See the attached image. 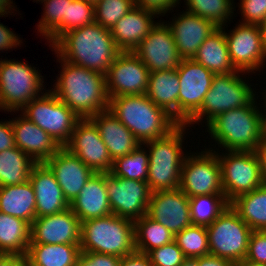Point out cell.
I'll list each match as a JSON object with an SVG mask.
<instances>
[{
	"mask_svg": "<svg viewBox=\"0 0 266 266\" xmlns=\"http://www.w3.org/2000/svg\"><path fill=\"white\" fill-rule=\"evenodd\" d=\"M254 98L244 107L220 113L206 126L211 137L226 151H257L266 128L262 110Z\"/></svg>",
	"mask_w": 266,
	"mask_h": 266,
	"instance_id": "3",
	"label": "cell"
},
{
	"mask_svg": "<svg viewBox=\"0 0 266 266\" xmlns=\"http://www.w3.org/2000/svg\"><path fill=\"white\" fill-rule=\"evenodd\" d=\"M114 161L134 151L141 143L108 109L90 117Z\"/></svg>",
	"mask_w": 266,
	"mask_h": 266,
	"instance_id": "26",
	"label": "cell"
},
{
	"mask_svg": "<svg viewBox=\"0 0 266 266\" xmlns=\"http://www.w3.org/2000/svg\"><path fill=\"white\" fill-rule=\"evenodd\" d=\"M35 191L36 218L62 212L70 207L53 172L43 163H36L29 175Z\"/></svg>",
	"mask_w": 266,
	"mask_h": 266,
	"instance_id": "23",
	"label": "cell"
},
{
	"mask_svg": "<svg viewBox=\"0 0 266 266\" xmlns=\"http://www.w3.org/2000/svg\"><path fill=\"white\" fill-rule=\"evenodd\" d=\"M222 155L217 153L221 166L222 187L229 203L262 185L261 164L257 151H227Z\"/></svg>",
	"mask_w": 266,
	"mask_h": 266,
	"instance_id": "11",
	"label": "cell"
},
{
	"mask_svg": "<svg viewBox=\"0 0 266 266\" xmlns=\"http://www.w3.org/2000/svg\"><path fill=\"white\" fill-rule=\"evenodd\" d=\"M0 212L32 224L36 219V200L29 180L19 185L0 187Z\"/></svg>",
	"mask_w": 266,
	"mask_h": 266,
	"instance_id": "30",
	"label": "cell"
},
{
	"mask_svg": "<svg viewBox=\"0 0 266 266\" xmlns=\"http://www.w3.org/2000/svg\"><path fill=\"white\" fill-rule=\"evenodd\" d=\"M134 6V0H99L95 4V22L111 29Z\"/></svg>",
	"mask_w": 266,
	"mask_h": 266,
	"instance_id": "41",
	"label": "cell"
},
{
	"mask_svg": "<svg viewBox=\"0 0 266 266\" xmlns=\"http://www.w3.org/2000/svg\"><path fill=\"white\" fill-rule=\"evenodd\" d=\"M15 144L36 163L50 159L61 146L38 125L21 116L11 120Z\"/></svg>",
	"mask_w": 266,
	"mask_h": 266,
	"instance_id": "24",
	"label": "cell"
},
{
	"mask_svg": "<svg viewBox=\"0 0 266 266\" xmlns=\"http://www.w3.org/2000/svg\"><path fill=\"white\" fill-rule=\"evenodd\" d=\"M0 266H29L26 255L0 253Z\"/></svg>",
	"mask_w": 266,
	"mask_h": 266,
	"instance_id": "51",
	"label": "cell"
},
{
	"mask_svg": "<svg viewBox=\"0 0 266 266\" xmlns=\"http://www.w3.org/2000/svg\"><path fill=\"white\" fill-rule=\"evenodd\" d=\"M42 78V79H41ZM43 76L36 68L15 60H0V110L16 112L40 97Z\"/></svg>",
	"mask_w": 266,
	"mask_h": 266,
	"instance_id": "8",
	"label": "cell"
},
{
	"mask_svg": "<svg viewBox=\"0 0 266 266\" xmlns=\"http://www.w3.org/2000/svg\"><path fill=\"white\" fill-rule=\"evenodd\" d=\"M81 221L69 208L36 218L30 229V243L80 244Z\"/></svg>",
	"mask_w": 266,
	"mask_h": 266,
	"instance_id": "20",
	"label": "cell"
},
{
	"mask_svg": "<svg viewBox=\"0 0 266 266\" xmlns=\"http://www.w3.org/2000/svg\"><path fill=\"white\" fill-rule=\"evenodd\" d=\"M149 76L150 71L133 52H121L105 75L108 98L146 94Z\"/></svg>",
	"mask_w": 266,
	"mask_h": 266,
	"instance_id": "16",
	"label": "cell"
},
{
	"mask_svg": "<svg viewBox=\"0 0 266 266\" xmlns=\"http://www.w3.org/2000/svg\"><path fill=\"white\" fill-rule=\"evenodd\" d=\"M95 4L84 0H72L68 4L67 18L45 39L52 46L64 33L95 22Z\"/></svg>",
	"mask_w": 266,
	"mask_h": 266,
	"instance_id": "36",
	"label": "cell"
},
{
	"mask_svg": "<svg viewBox=\"0 0 266 266\" xmlns=\"http://www.w3.org/2000/svg\"><path fill=\"white\" fill-rule=\"evenodd\" d=\"M198 266H236V263L217 257L215 255H205L201 257H196Z\"/></svg>",
	"mask_w": 266,
	"mask_h": 266,
	"instance_id": "52",
	"label": "cell"
},
{
	"mask_svg": "<svg viewBox=\"0 0 266 266\" xmlns=\"http://www.w3.org/2000/svg\"><path fill=\"white\" fill-rule=\"evenodd\" d=\"M245 259L266 264V231H252Z\"/></svg>",
	"mask_w": 266,
	"mask_h": 266,
	"instance_id": "45",
	"label": "cell"
},
{
	"mask_svg": "<svg viewBox=\"0 0 266 266\" xmlns=\"http://www.w3.org/2000/svg\"><path fill=\"white\" fill-rule=\"evenodd\" d=\"M236 266H266V264L256 263L252 262L248 259H242L238 263H236Z\"/></svg>",
	"mask_w": 266,
	"mask_h": 266,
	"instance_id": "55",
	"label": "cell"
},
{
	"mask_svg": "<svg viewBox=\"0 0 266 266\" xmlns=\"http://www.w3.org/2000/svg\"><path fill=\"white\" fill-rule=\"evenodd\" d=\"M258 27H259L260 38L262 42L263 54L266 60V21L259 24Z\"/></svg>",
	"mask_w": 266,
	"mask_h": 266,
	"instance_id": "54",
	"label": "cell"
},
{
	"mask_svg": "<svg viewBox=\"0 0 266 266\" xmlns=\"http://www.w3.org/2000/svg\"><path fill=\"white\" fill-rule=\"evenodd\" d=\"M119 266H153L147 254L133 252L121 258Z\"/></svg>",
	"mask_w": 266,
	"mask_h": 266,
	"instance_id": "50",
	"label": "cell"
},
{
	"mask_svg": "<svg viewBox=\"0 0 266 266\" xmlns=\"http://www.w3.org/2000/svg\"><path fill=\"white\" fill-rule=\"evenodd\" d=\"M180 0H134L135 6L143 8L146 11L157 15H163L168 10H173L179 4ZM163 13V14H162Z\"/></svg>",
	"mask_w": 266,
	"mask_h": 266,
	"instance_id": "47",
	"label": "cell"
},
{
	"mask_svg": "<svg viewBox=\"0 0 266 266\" xmlns=\"http://www.w3.org/2000/svg\"><path fill=\"white\" fill-rule=\"evenodd\" d=\"M35 164L36 162L18 147L0 152V187L27 182Z\"/></svg>",
	"mask_w": 266,
	"mask_h": 266,
	"instance_id": "34",
	"label": "cell"
},
{
	"mask_svg": "<svg viewBox=\"0 0 266 266\" xmlns=\"http://www.w3.org/2000/svg\"><path fill=\"white\" fill-rule=\"evenodd\" d=\"M174 19L168 25L182 59H192L200 45L218 29L213 22L188 11Z\"/></svg>",
	"mask_w": 266,
	"mask_h": 266,
	"instance_id": "22",
	"label": "cell"
},
{
	"mask_svg": "<svg viewBox=\"0 0 266 266\" xmlns=\"http://www.w3.org/2000/svg\"><path fill=\"white\" fill-rule=\"evenodd\" d=\"M61 74L51 91L80 118H90L109 107L105 76L63 59Z\"/></svg>",
	"mask_w": 266,
	"mask_h": 266,
	"instance_id": "2",
	"label": "cell"
},
{
	"mask_svg": "<svg viewBox=\"0 0 266 266\" xmlns=\"http://www.w3.org/2000/svg\"><path fill=\"white\" fill-rule=\"evenodd\" d=\"M105 186L112 214L132 221L147 214L152 193L147 182L119 178L109 172L105 173Z\"/></svg>",
	"mask_w": 266,
	"mask_h": 266,
	"instance_id": "13",
	"label": "cell"
},
{
	"mask_svg": "<svg viewBox=\"0 0 266 266\" xmlns=\"http://www.w3.org/2000/svg\"><path fill=\"white\" fill-rule=\"evenodd\" d=\"M186 124H179L168 135L144 142L149 149L147 183L152 192L179 188L181 168L185 156L182 152Z\"/></svg>",
	"mask_w": 266,
	"mask_h": 266,
	"instance_id": "6",
	"label": "cell"
},
{
	"mask_svg": "<svg viewBox=\"0 0 266 266\" xmlns=\"http://www.w3.org/2000/svg\"><path fill=\"white\" fill-rule=\"evenodd\" d=\"M41 93L22 109L28 120L46 131L61 147H64L80 119L65 103L61 102L51 91Z\"/></svg>",
	"mask_w": 266,
	"mask_h": 266,
	"instance_id": "9",
	"label": "cell"
},
{
	"mask_svg": "<svg viewBox=\"0 0 266 266\" xmlns=\"http://www.w3.org/2000/svg\"><path fill=\"white\" fill-rule=\"evenodd\" d=\"M180 82L176 69L150 73L146 96L178 122Z\"/></svg>",
	"mask_w": 266,
	"mask_h": 266,
	"instance_id": "28",
	"label": "cell"
},
{
	"mask_svg": "<svg viewBox=\"0 0 266 266\" xmlns=\"http://www.w3.org/2000/svg\"><path fill=\"white\" fill-rule=\"evenodd\" d=\"M177 73L180 82L178 123L185 124L201 108L215 74L193 59H182Z\"/></svg>",
	"mask_w": 266,
	"mask_h": 266,
	"instance_id": "14",
	"label": "cell"
},
{
	"mask_svg": "<svg viewBox=\"0 0 266 266\" xmlns=\"http://www.w3.org/2000/svg\"><path fill=\"white\" fill-rule=\"evenodd\" d=\"M225 36L230 60L236 70L250 73L264 67L266 60L258 25L240 23L229 34L225 32Z\"/></svg>",
	"mask_w": 266,
	"mask_h": 266,
	"instance_id": "18",
	"label": "cell"
},
{
	"mask_svg": "<svg viewBox=\"0 0 266 266\" xmlns=\"http://www.w3.org/2000/svg\"><path fill=\"white\" fill-rule=\"evenodd\" d=\"M243 24L259 25L266 21V0H241Z\"/></svg>",
	"mask_w": 266,
	"mask_h": 266,
	"instance_id": "44",
	"label": "cell"
},
{
	"mask_svg": "<svg viewBox=\"0 0 266 266\" xmlns=\"http://www.w3.org/2000/svg\"><path fill=\"white\" fill-rule=\"evenodd\" d=\"M72 0H44V13L38 31L46 38L67 18L68 4Z\"/></svg>",
	"mask_w": 266,
	"mask_h": 266,
	"instance_id": "42",
	"label": "cell"
},
{
	"mask_svg": "<svg viewBox=\"0 0 266 266\" xmlns=\"http://www.w3.org/2000/svg\"><path fill=\"white\" fill-rule=\"evenodd\" d=\"M193 225L208 226L225 211L230 203L225 195H200L189 198Z\"/></svg>",
	"mask_w": 266,
	"mask_h": 266,
	"instance_id": "38",
	"label": "cell"
},
{
	"mask_svg": "<svg viewBox=\"0 0 266 266\" xmlns=\"http://www.w3.org/2000/svg\"><path fill=\"white\" fill-rule=\"evenodd\" d=\"M188 12L213 22L218 28L226 26L233 14V0H186Z\"/></svg>",
	"mask_w": 266,
	"mask_h": 266,
	"instance_id": "40",
	"label": "cell"
},
{
	"mask_svg": "<svg viewBox=\"0 0 266 266\" xmlns=\"http://www.w3.org/2000/svg\"><path fill=\"white\" fill-rule=\"evenodd\" d=\"M195 154H185L180 175V190L189 198L200 195H224L217 152L208 149Z\"/></svg>",
	"mask_w": 266,
	"mask_h": 266,
	"instance_id": "12",
	"label": "cell"
},
{
	"mask_svg": "<svg viewBox=\"0 0 266 266\" xmlns=\"http://www.w3.org/2000/svg\"><path fill=\"white\" fill-rule=\"evenodd\" d=\"M108 110L143 144L163 138L179 123L155 105L146 94L120 95L109 98Z\"/></svg>",
	"mask_w": 266,
	"mask_h": 266,
	"instance_id": "4",
	"label": "cell"
},
{
	"mask_svg": "<svg viewBox=\"0 0 266 266\" xmlns=\"http://www.w3.org/2000/svg\"><path fill=\"white\" fill-rule=\"evenodd\" d=\"M147 215L174 235L192 225L189 197L180 188L152 192Z\"/></svg>",
	"mask_w": 266,
	"mask_h": 266,
	"instance_id": "19",
	"label": "cell"
},
{
	"mask_svg": "<svg viewBox=\"0 0 266 266\" xmlns=\"http://www.w3.org/2000/svg\"><path fill=\"white\" fill-rule=\"evenodd\" d=\"M15 147L16 144L11 120L0 121V152Z\"/></svg>",
	"mask_w": 266,
	"mask_h": 266,
	"instance_id": "48",
	"label": "cell"
},
{
	"mask_svg": "<svg viewBox=\"0 0 266 266\" xmlns=\"http://www.w3.org/2000/svg\"><path fill=\"white\" fill-rule=\"evenodd\" d=\"M133 53L150 73L176 69L182 60L167 22H157Z\"/></svg>",
	"mask_w": 266,
	"mask_h": 266,
	"instance_id": "17",
	"label": "cell"
},
{
	"mask_svg": "<svg viewBox=\"0 0 266 266\" xmlns=\"http://www.w3.org/2000/svg\"><path fill=\"white\" fill-rule=\"evenodd\" d=\"M153 266H180L186 259L175 241L147 253Z\"/></svg>",
	"mask_w": 266,
	"mask_h": 266,
	"instance_id": "43",
	"label": "cell"
},
{
	"mask_svg": "<svg viewBox=\"0 0 266 266\" xmlns=\"http://www.w3.org/2000/svg\"><path fill=\"white\" fill-rule=\"evenodd\" d=\"M257 154L261 164V182L263 186H266V134L259 144Z\"/></svg>",
	"mask_w": 266,
	"mask_h": 266,
	"instance_id": "53",
	"label": "cell"
},
{
	"mask_svg": "<svg viewBox=\"0 0 266 266\" xmlns=\"http://www.w3.org/2000/svg\"><path fill=\"white\" fill-rule=\"evenodd\" d=\"M58 59L103 74L121 53L110 29L94 22L64 33L52 46Z\"/></svg>",
	"mask_w": 266,
	"mask_h": 266,
	"instance_id": "1",
	"label": "cell"
},
{
	"mask_svg": "<svg viewBox=\"0 0 266 266\" xmlns=\"http://www.w3.org/2000/svg\"><path fill=\"white\" fill-rule=\"evenodd\" d=\"M180 266H198L195 258H186Z\"/></svg>",
	"mask_w": 266,
	"mask_h": 266,
	"instance_id": "56",
	"label": "cell"
},
{
	"mask_svg": "<svg viewBox=\"0 0 266 266\" xmlns=\"http://www.w3.org/2000/svg\"><path fill=\"white\" fill-rule=\"evenodd\" d=\"M224 28H218L197 49L192 58L214 74L238 72L231 63Z\"/></svg>",
	"mask_w": 266,
	"mask_h": 266,
	"instance_id": "29",
	"label": "cell"
},
{
	"mask_svg": "<svg viewBox=\"0 0 266 266\" xmlns=\"http://www.w3.org/2000/svg\"><path fill=\"white\" fill-rule=\"evenodd\" d=\"M96 4L99 0H84Z\"/></svg>",
	"mask_w": 266,
	"mask_h": 266,
	"instance_id": "58",
	"label": "cell"
},
{
	"mask_svg": "<svg viewBox=\"0 0 266 266\" xmlns=\"http://www.w3.org/2000/svg\"><path fill=\"white\" fill-rule=\"evenodd\" d=\"M230 206L252 231H266V186L236 197Z\"/></svg>",
	"mask_w": 266,
	"mask_h": 266,
	"instance_id": "32",
	"label": "cell"
},
{
	"mask_svg": "<svg viewBox=\"0 0 266 266\" xmlns=\"http://www.w3.org/2000/svg\"><path fill=\"white\" fill-rule=\"evenodd\" d=\"M206 228L211 255L234 263L246 257L252 229L230 205Z\"/></svg>",
	"mask_w": 266,
	"mask_h": 266,
	"instance_id": "10",
	"label": "cell"
},
{
	"mask_svg": "<svg viewBox=\"0 0 266 266\" xmlns=\"http://www.w3.org/2000/svg\"><path fill=\"white\" fill-rule=\"evenodd\" d=\"M265 93H266V92H265ZM264 98H265V100H264V102H265V106H264V107H266V94H265ZM265 110H266V109H264V112H265ZM263 116H264V124H265V128H266V112H265V114H263Z\"/></svg>",
	"mask_w": 266,
	"mask_h": 266,
	"instance_id": "57",
	"label": "cell"
},
{
	"mask_svg": "<svg viewBox=\"0 0 266 266\" xmlns=\"http://www.w3.org/2000/svg\"><path fill=\"white\" fill-rule=\"evenodd\" d=\"M18 35L13 33L10 29L0 23V51L12 49V47L19 46L22 42Z\"/></svg>",
	"mask_w": 266,
	"mask_h": 266,
	"instance_id": "49",
	"label": "cell"
},
{
	"mask_svg": "<svg viewBox=\"0 0 266 266\" xmlns=\"http://www.w3.org/2000/svg\"><path fill=\"white\" fill-rule=\"evenodd\" d=\"M81 252L123 258L135 249L134 221L111 214L81 222Z\"/></svg>",
	"mask_w": 266,
	"mask_h": 266,
	"instance_id": "5",
	"label": "cell"
},
{
	"mask_svg": "<svg viewBox=\"0 0 266 266\" xmlns=\"http://www.w3.org/2000/svg\"><path fill=\"white\" fill-rule=\"evenodd\" d=\"M53 172L67 201L71 203L80 193L94 172L76 155L61 147L44 162Z\"/></svg>",
	"mask_w": 266,
	"mask_h": 266,
	"instance_id": "21",
	"label": "cell"
},
{
	"mask_svg": "<svg viewBox=\"0 0 266 266\" xmlns=\"http://www.w3.org/2000/svg\"><path fill=\"white\" fill-rule=\"evenodd\" d=\"M31 225L0 212V253L27 255Z\"/></svg>",
	"mask_w": 266,
	"mask_h": 266,
	"instance_id": "33",
	"label": "cell"
},
{
	"mask_svg": "<svg viewBox=\"0 0 266 266\" xmlns=\"http://www.w3.org/2000/svg\"><path fill=\"white\" fill-rule=\"evenodd\" d=\"M156 14L134 6L110 29L116 46L121 52H134L156 24ZM153 19V20H152ZM155 22V23H154Z\"/></svg>",
	"mask_w": 266,
	"mask_h": 266,
	"instance_id": "25",
	"label": "cell"
},
{
	"mask_svg": "<svg viewBox=\"0 0 266 266\" xmlns=\"http://www.w3.org/2000/svg\"><path fill=\"white\" fill-rule=\"evenodd\" d=\"M139 145L130 154L113 161L111 173L119 178L147 182L149 170V154Z\"/></svg>",
	"mask_w": 266,
	"mask_h": 266,
	"instance_id": "37",
	"label": "cell"
},
{
	"mask_svg": "<svg viewBox=\"0 0 266 266\" xmlns=\"http://www.w3.org/2000/svg\"><path fill=\"white\" fill-rule=\"evenodd\" d=\"M135 249L147 254L152 249L174 241L175 235L147 214L134 221Z\"/></svg>",
	"mask_w": 266,
	"mask_h": 266,
	"instance_id": "35",
	"label": "cell"
},
{
	"mask_svg": "<svg viewBox=\"0 0 266 266\" xmlns=\"http://www.w3.org/2000/svg\"><path fill=\"white\" fill-rule=\"evenodd\" d=\"M94 173H109L113 167L108 149L90 118H80L68 143L64 146Z\"/></svg>",
	"mask_w": 266,
	"mask_h": 266,
	"instance_id": "15",
	"label": "cell"
},
{
	"mask_svg": "<svg viewBox=\"0 0 266 266\" xmlns=\"http://www.w3.org/2000/svg\"><path fill=\"white\" fill-rule=\"evenodd\" d=\"M81 254L80 244L30 243L29 266H76Z\"/></svg>",
	"mask_w": 266,
	"mask_h": 266,
	"instance_id": "31",
	"label": "cell"
},
{
	"mask_svg": "<svg viewBox=\"0 0 266 266\" xmlns=\"http://www.w3.org/2000/svg\"><path fill=\"white\" fill-rule=\"evenodd\" d=\"M239 72L244 73L215 74L201 108L185 124L190 127L193 123L201 122L204 116L208 124L220 113L248 105L255 94L250 87L252 85L240 78Z\"/></svg>",
	"mask_w": 266,
	"mask_h": 266,
	"instance_id": "7",
	"label": "cell"
},
{
	"mask_svg": "<svg viewBox=\"0 0 266 266\" xmlns=\"http://www.w3.org/2000/svg\"><path fill=\"white\" fill-rule=\"evenodd\" d=\"M70 209L81 222L112 214L105 186V173H94L70 203Z\"/></svg>",
	"mask_w": 266,
	"mask_h": 266,
	"instance_id": "27",
	"label": "cell"
},
{
	"mask_svg": "<svg viewBox=\"0 0 266 266\" xmlns=\"http://www.w3.org/2000/svg\"><path fill=\"white\" fill-rule=\"evenodd\" d=\"M120 257L95 252H81L76 266H119Z\"/></svg>",
	"mask_w": 266,
	"mask_h": 266,
	"instance_id": "46",
	"label": "cell"
},
{
	"mask_svg": "<svg viewBox=\"0 0 266 266\" xmlns=\"http://www.w3.org/2000/svg\"><path fill=\"white\" fill-rule=\"evenodd\" d=\"M174 241L186 258H196L210 254L206 226L192 224L176 233Z\"/></svg>",
	"mask_w": 266,
	"mask_h": 266,
	"instance_id": "39",
	"label": "cell"
}]
</instances>
